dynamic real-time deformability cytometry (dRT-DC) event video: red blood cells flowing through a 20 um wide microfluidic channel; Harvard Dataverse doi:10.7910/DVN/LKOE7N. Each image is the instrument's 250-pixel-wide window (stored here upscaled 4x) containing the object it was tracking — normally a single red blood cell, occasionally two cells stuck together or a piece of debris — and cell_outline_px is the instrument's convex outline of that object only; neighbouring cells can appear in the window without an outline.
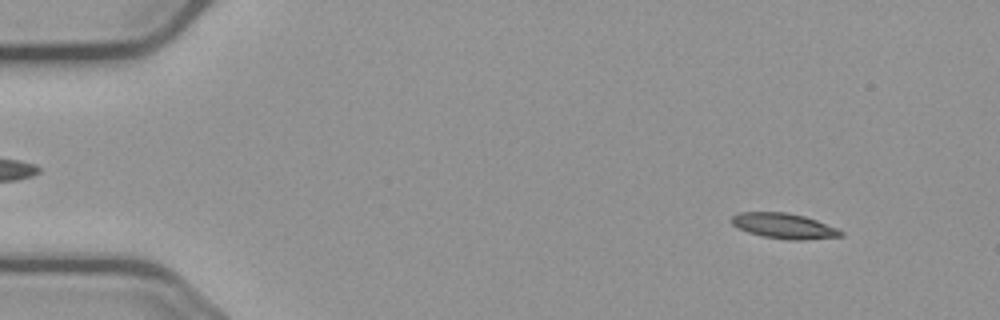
{"species": "common noctule bat (a hibernating species)", "species_latin": "Nyctalus noctula", "temperature_condition": "cold", "stored_images_in_passage": 56, "camera_frame_rate_fps": 3000, "um_per_image_px": 0.085, "animal": {"sex": "male", "body_mass_g": 23.1, "forearm_length_mm": 52.7}, "frame": {"image": 1, "passage_image": 6, "time_ms": 1.667, "image_size_px": [1000, 320], "cell_outline_px": [[844, 236], [804, 240], [788, 240], [764, 236], [748, 232], [732, 224], [728, 220], [732, 216], [740, 212], [784, 212], [804, 216], [816, 220], [836, 228], [844, 232]], "centroid_in_image_um": [66.63, 19.2], "position_along_channel_um": 18.4, "area_um2": 16.07}}
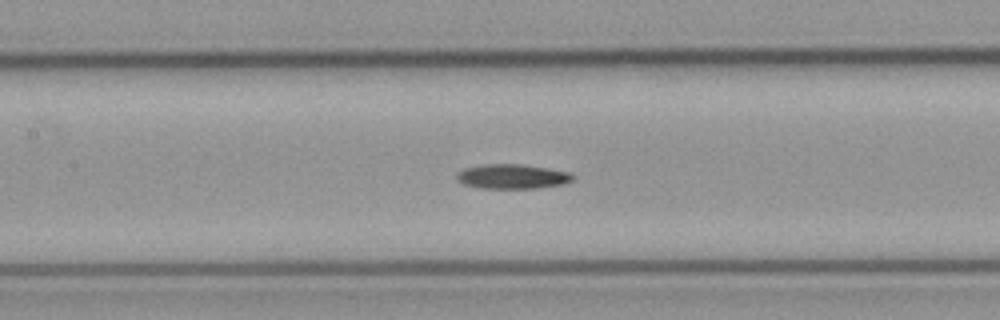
{"frame": {"image": 2, "passage_image": 26, "time_ms": 8.333, "image_size_px": [1000, 320], "cell_outline_px": [[576, 176], [572, 180], [564, 184], [536, 188], [480, 188], [464, 184], [456, 180], [456, 176], [464, 168], [484, 164], [520, 164], [548, 168], [572, 172]], "centroid_in_image_um": [43.58, 15.0], "position_along_channel_um": 163.8, "area_um2": 16.7}}
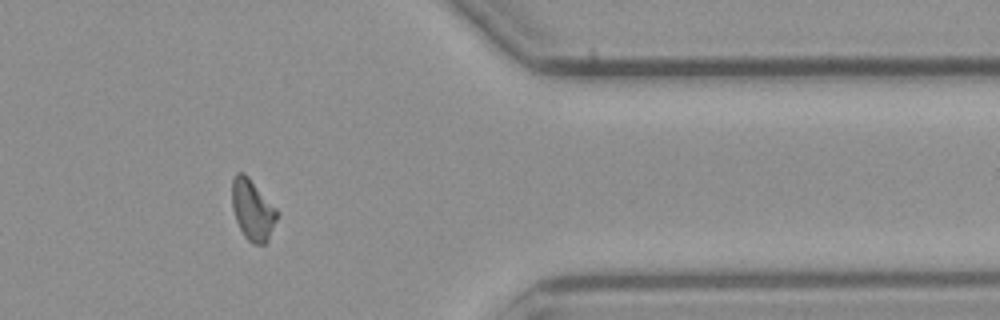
{"frame": {"image": 3, "passage_image": 46, "time_ms": 15.0, "image_size_px": [1000, 320], "cell_outline_px": [[280, 216], [268, 244], [252, 244], [244, 236], [236, 220], [232, 208], [232, 180], [236, 172], [244, 172], [248, 176], [276, 208]], "centroid_in_image_um": [21.5, 17.87], "position_along_channel_um": 389.9, "area_um2": 16.36}, "authors_computed_cell_mechanics": {"area_um2": 15.9528, "velocity_mm_per_s": 3.7002, "shape_relaxation_time_tau1_ms": null, "shape_relaxation_time_tau2_ms": 6.901, "deformation_change_tau1": null, "deformation_change_tau2": 0.1371}}